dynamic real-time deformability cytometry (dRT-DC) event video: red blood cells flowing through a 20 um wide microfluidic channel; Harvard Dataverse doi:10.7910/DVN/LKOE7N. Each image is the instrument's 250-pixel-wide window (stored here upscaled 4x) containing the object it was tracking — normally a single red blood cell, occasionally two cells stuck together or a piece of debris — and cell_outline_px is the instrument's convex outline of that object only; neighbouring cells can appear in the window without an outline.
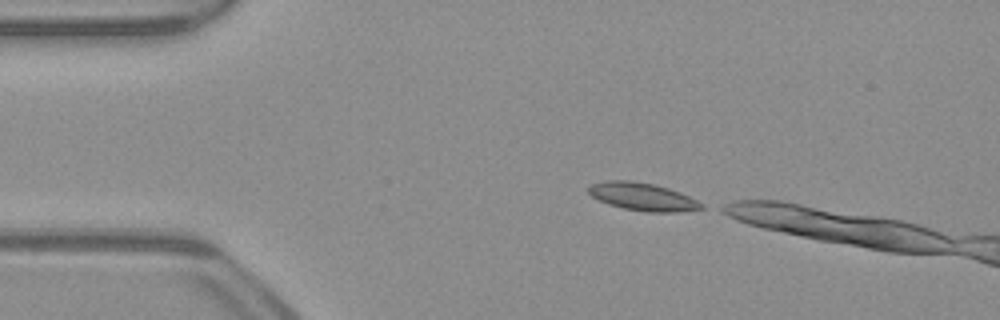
{"species": "common noctule bat (a hibernating species)", "species_latin": "Nyctalus noctula", "temperature_condition": "warm", "stored_images_in_passage": 5, "camera_frame_rate_fps": 3000, "um_per_image_px": 0.085, "animal": {"sex": "male", "body_mass_g": 23.1, "forearm_length_mm": 52.7}, "frame": {"image": 1, "passage_image": 1, "time_ms": 0.0, "image_size_px": [1000, 320], "cell_outline_px": [[704, 208], [680, 212], [648, 212], [624, 208], [608, 204], [592, 196], [588, 192], [588, 184], [604, 180], [632, 180], [652, 184], [668, 188], [680, 192], [704, 204]], "centroid_in_image_um": [54.6, 16.71], "position_along_channel_um": 30.4, "area_um2": 18.32}}